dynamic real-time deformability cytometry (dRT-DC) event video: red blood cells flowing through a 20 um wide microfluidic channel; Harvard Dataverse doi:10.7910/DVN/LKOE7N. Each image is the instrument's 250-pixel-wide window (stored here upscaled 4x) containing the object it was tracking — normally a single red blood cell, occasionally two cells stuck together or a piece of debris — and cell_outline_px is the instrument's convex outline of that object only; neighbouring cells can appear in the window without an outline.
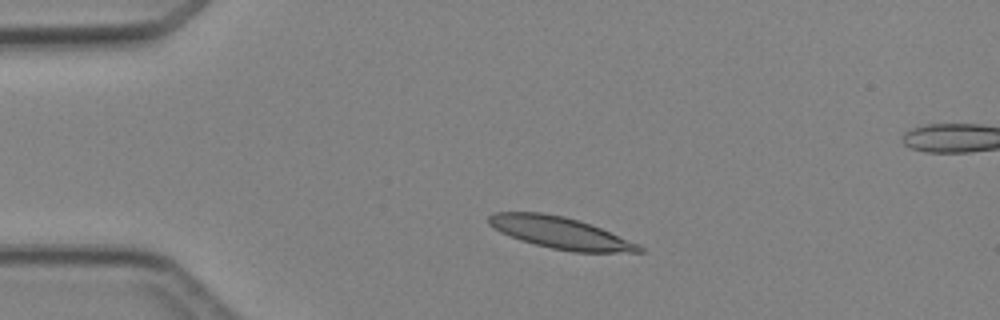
{"species": "Egyptian fruit bat (a non-hibernating species)", "species_latin": "Rousettus aegyptiacus", "temperature_condition": "cold", "stored_images_in_passage": 4, "camera_frame_rate_fps": 3000, "um_per_image_px": 0.085, "animal": {"sex": "female"}, "frame": {"image": 1, "passage_image": 2, "time_ms": 1.0, "image_size_px": [1000, 320], "cell_outline_px": [[644, 252], [572, 252], [552, 248], [520, 240], [500, 232], [488, 224], [488, 216], [496, 212], [540, 212], [564, 216], [600, 228], [640, 244], [644, 248]], "centroid_in_image_um": [47.62, 19.79], "position_along_channel_um": 37.4, "area_um2": 27.57}}
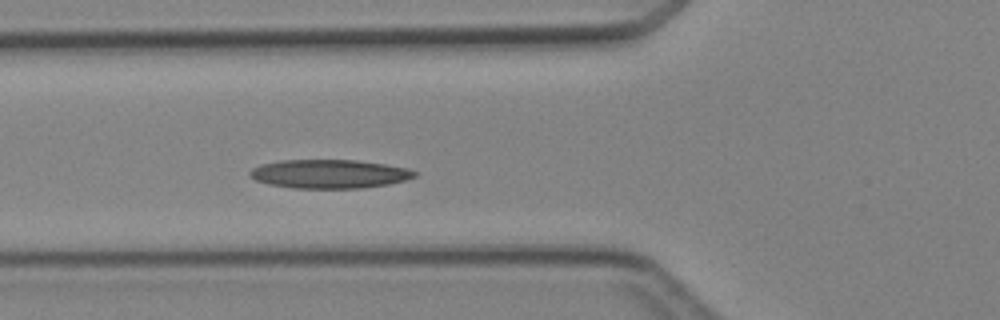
{"frame": {"image": 2, "passage_image": 4, "time_ms": 3.333, "image_size_px": [1000, 320], "cell_outline_px": [[416, 176], [404, 180], [388, 184], [360, 188], [292, 188], [268, 184], [256, 180], [248, 176], [248, 172], [252, 168], [260, 164], [280, 160], [356, 160], [384, 164], [408, 168], [416, 172]], "centroid_in_image_um": [27.94, 14.78], "position_along_channel_um": 97.9, "area_um2": 27.63}}